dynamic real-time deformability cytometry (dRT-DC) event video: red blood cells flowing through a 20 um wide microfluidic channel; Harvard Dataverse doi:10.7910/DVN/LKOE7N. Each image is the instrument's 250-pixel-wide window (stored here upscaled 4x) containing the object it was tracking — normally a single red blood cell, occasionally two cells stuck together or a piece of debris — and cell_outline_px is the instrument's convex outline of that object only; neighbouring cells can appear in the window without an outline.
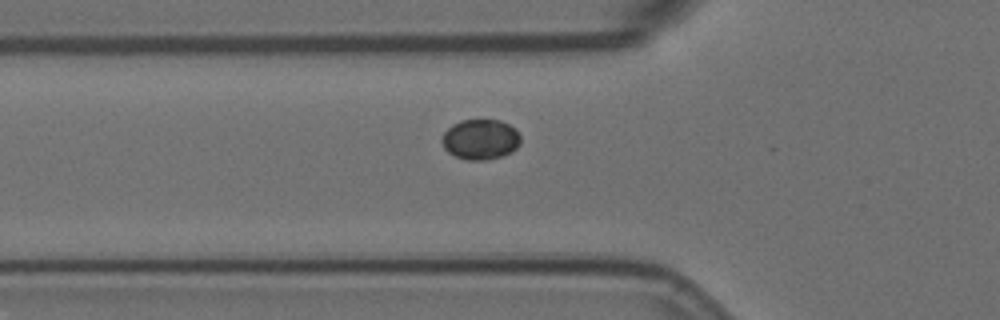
{"species": "Egyptian fruit bat (a non-hibernating species)", "species_latin": "Rousettus aegyptiacus", "temperature_condition": "room temperature", "stored_images_in_passage": 3, "camera_frame_rate_fps": 3000, "um_per_image_px": 0.085, "animal": {"sex": "female"}, "frame": {"image": 1, "passage_image": 3, "time_ms": 0.667, "image_size_px": [1000, 320], "cell_outline_px": [[520, 144], [512, 152], [500, 156], [484, 160], [468, 160], [456, 156], [448, 152], [444, 148], [440, 140], [444, 132], [452, 124], [460, 120], [500, 120], [516, 128], [520, 136]], "centroid_in_image_um": [40.83, 11.84], "position_along_channel_um": 85.0, "area_um2": 18.55}}